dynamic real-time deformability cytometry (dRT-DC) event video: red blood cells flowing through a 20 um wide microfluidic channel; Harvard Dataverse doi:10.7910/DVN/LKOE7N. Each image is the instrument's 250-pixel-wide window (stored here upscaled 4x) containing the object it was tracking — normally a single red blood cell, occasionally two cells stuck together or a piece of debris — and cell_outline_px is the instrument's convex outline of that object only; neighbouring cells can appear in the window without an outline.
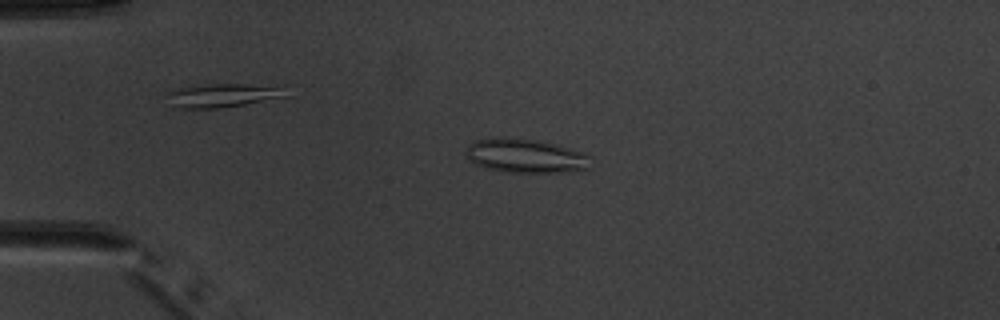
{"species": "common noctule bat (a hibernating species)", "species_latin": "Nyctalus noctula", "temperature_condition": "warm", "stored_images_in_passage": 5, "camera_frame_rate_fps": 3000, "um_per_image_px": 0.085, "animal": {"sex": "male", "body_mass_g": 20.1, "forearm_length_mm": 53.5}, "frame": {"image": 1, "passage_image": 4, "time_ms": 3.667, "image_size_px": [1000, 320], "cell_outline_px": [[592, 168], [568, 172], [504, 172], [488, 168], [476, 164], [464, 152], [468, 144], [472, 140], [488, 136], [508, 136], [544, 140], [584, 152], [592, 156]], "centroid_in_image_um": [44.71, 13.2], "position_along_channel_um": 40.3, "area_um2": 25.78}}